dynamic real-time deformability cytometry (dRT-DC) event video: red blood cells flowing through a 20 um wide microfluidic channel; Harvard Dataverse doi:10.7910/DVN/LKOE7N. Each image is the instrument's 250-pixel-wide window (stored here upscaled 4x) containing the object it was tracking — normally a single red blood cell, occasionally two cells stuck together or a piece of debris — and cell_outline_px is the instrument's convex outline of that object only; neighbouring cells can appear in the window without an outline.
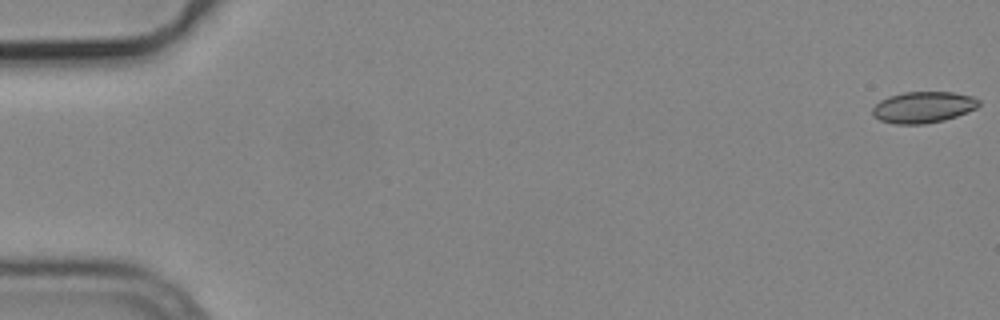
{"species": "common noctule bat (a hibernating species)", "species_latin": "Nyctalus noctula", "temperature_condition": "cold", "stored_images_in_passage": 55, "camera_frame_rate_fps": 3000, "um_per_image_px": 0.085, "animal": {"sex": "male", "body_mass_g": 19.2, "forearm_length_mm": 51.8}, "frame": {"image": 1, "passage_image": 1, "time_ms": 0.0, "image_size_px": [1000, 320], "cell_outline_px": [[980, 104], [976, 108], [968, 112], [944, 120], [924, 124], [896, 124], [880, 120], [872, 116], [872, 108], [880, 100], [888, 96], [904, 92], [952, 92], [972, 96], [980, 100]], "centroid_in_image_um": [78.46, 9.11], "position_along_channel_um": 6.5, "area_um2": 19.48}}
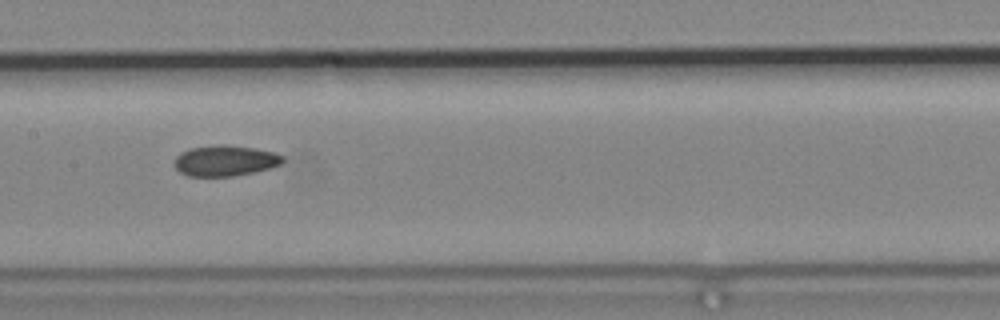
{"frame": {"image": 2, "passage_image": 28, "time_ms": 9.0, "image_size_px": [1000, 320], "cell_outline_px": [[284, 160], [280, 164], [268, 168], [252, 172], [232, 176], [188, 176], [180, 172], [172, 164], [172, 160], [180, 152], [188, 148], [224, 144], [228, 144], [256, 148], [276, 152], [284, 156]], "centroid_in_image_um": [19.1, 13.64], "position_along_channel_um": 188.3, "area_um2": 19.65}}
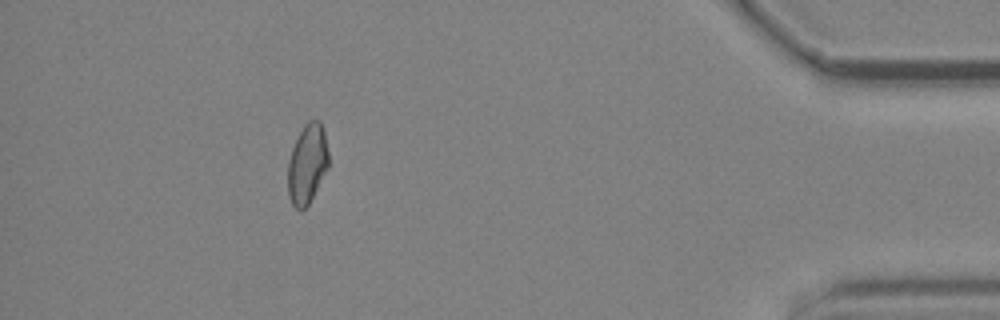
{"frame": {"image": 3, "passage_image": 50, "time_ms": 16.333, "image_size_px": [1000, 320], "cell_outline_px": [[328, 168], [308, 204], [300, 212], [292, 204], [288, 196], [288, 160], [292, 148], [304, 124], [308, 120], [320, 120], [324, 132], [328, 152]], "centroid_in_image_um": [26.11, 13.93], "position_along_channel_um": 409.1, "area_um2": 18.79}, "authors_computed_cell_mechanics": {"area_um2": 19.5364, "velocity_mm_per_s": 3.7771, "shape_relaxation_time_tau1_ms": null, "shape_relaxation_time_tau2_ms": 4.5888, "deformation_change_tau1": null, "deformation_change_tau2": 0.1001}}